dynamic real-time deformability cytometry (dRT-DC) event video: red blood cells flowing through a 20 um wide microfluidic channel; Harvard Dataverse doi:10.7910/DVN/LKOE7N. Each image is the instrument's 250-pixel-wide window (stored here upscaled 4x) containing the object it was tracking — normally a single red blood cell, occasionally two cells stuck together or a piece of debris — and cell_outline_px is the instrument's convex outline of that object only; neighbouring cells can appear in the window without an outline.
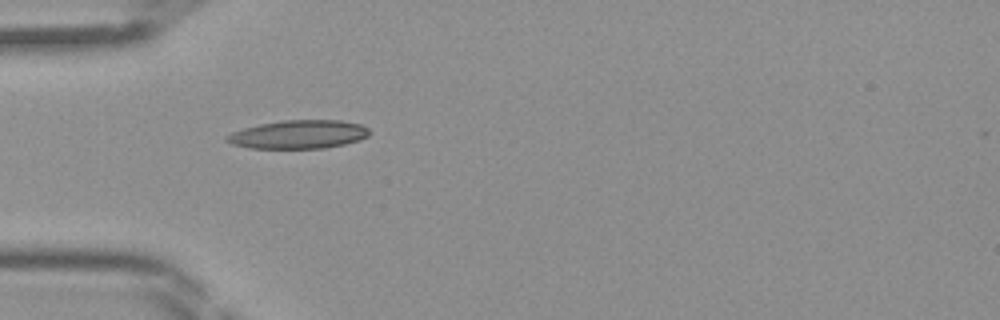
{"species": "Egyptian fruit bat (a non-hibernating species)", "species_latin": "Rousettus aegyptiacus", "temperature_condition": "room temperature", "stored_images_in_passage": 30, "camera_frame_rate_fps": 3000, "um_per_image_px": 0.085, "frame": {"image": 1, "passage_image": 1, "time_ms": 0.0, "image_size_px": [1000, 320], "cell_outline_px": [[372, 132], [368, 136], [360, 140], [344, 144], [324, 148], [248, 148], [232, 144], [224, 140], [224, 136], [232, 132], [244, 128], [260, 124], [284, 120], [340, 120], [360, 124], [368, 128]], "centroid_in_image_um": [25.38, 11.42], "position_along_channel_um": 59.6, "area_um2": 23.76}}
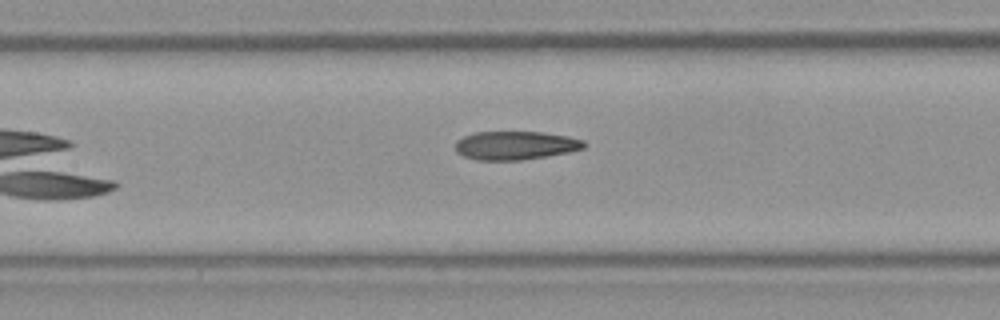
{"frame": {"image": 2, "passage_image": 8, "time_ms": 2.333, "image_size_px": [1000, 320], "cell_outline_px": [[588, 144], [584, 148], [568, 152], [520, 160], [476, 160], [464, 156], [456, 152], [456, 140], [464, 136], [476, 132], [544, 132], [568, 136], [584, 140]], "centroid_in_image_um": [43.82, 12.35], "position_along_channel_um": 163.6, "area_um2": 21.39}}
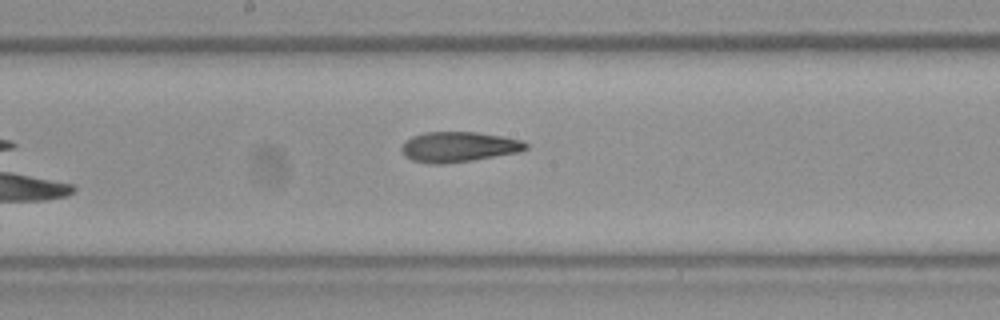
{"frame": {"image": 3, "passage_image": 11, "time_ms": 3.333, "image_size_px": [1000, 320], "cell_outline_px": [[528, 148], [520, 152], [472, 160], [440, 164], [428, 164], [412, 160], [404, 156], [400, 152], [400, 148], [404, 140], [412, 136], [424, 132], [476, 132], [524, 140], [528, 144]], "centroid_in_image_um": [38.95, 12.48], "position_along_channel_um": 209.3, "area_um2": 22.14}}